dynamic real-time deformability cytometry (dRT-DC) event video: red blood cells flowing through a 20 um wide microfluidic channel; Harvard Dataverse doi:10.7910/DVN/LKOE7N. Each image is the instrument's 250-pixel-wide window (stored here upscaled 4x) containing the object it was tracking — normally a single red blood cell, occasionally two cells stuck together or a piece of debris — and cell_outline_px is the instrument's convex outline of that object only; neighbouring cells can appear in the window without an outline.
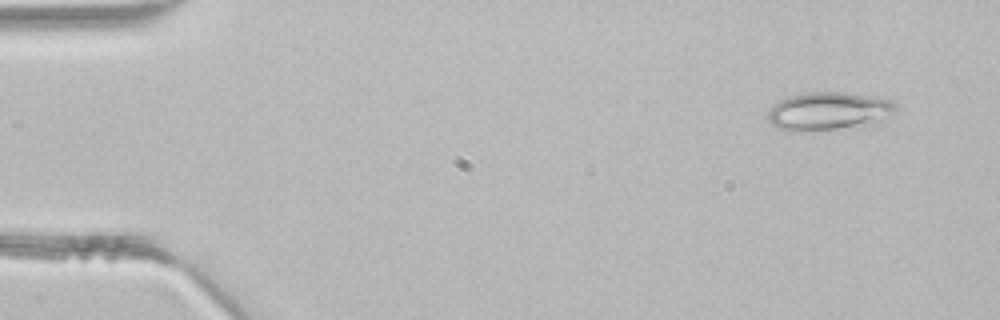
{"species": "common noctule bat (a hibernating species)", "species_latin": "Nyctalus noctula", "temperature_condition": "room temperature", "stored_images_in_passage": 3, "camera_frame_rate_fps": 3000, "um_per_image_px": 0.085, "animal": {"sex": "male", "body_mass_g": 21.5, "forearm_length_mm": 52.0}, "frame": {"image": 1, "passage_image": 1, "time_ms": 0.0, "image_size_px": [1000, 320], "cell_outline_px": [[896, 108], [876, 128], [800, 132], [788, 132], [776, 128], [768, 120], [768, 112], [780, 100], [788, 96], [808, 92], [844, 92], [876, 96], [892, 100], [896, 104]], "centroid_in_image_um": [70.53, 9.51], "position_along_channel_um": 14.5, "area_um2": 29.94}}